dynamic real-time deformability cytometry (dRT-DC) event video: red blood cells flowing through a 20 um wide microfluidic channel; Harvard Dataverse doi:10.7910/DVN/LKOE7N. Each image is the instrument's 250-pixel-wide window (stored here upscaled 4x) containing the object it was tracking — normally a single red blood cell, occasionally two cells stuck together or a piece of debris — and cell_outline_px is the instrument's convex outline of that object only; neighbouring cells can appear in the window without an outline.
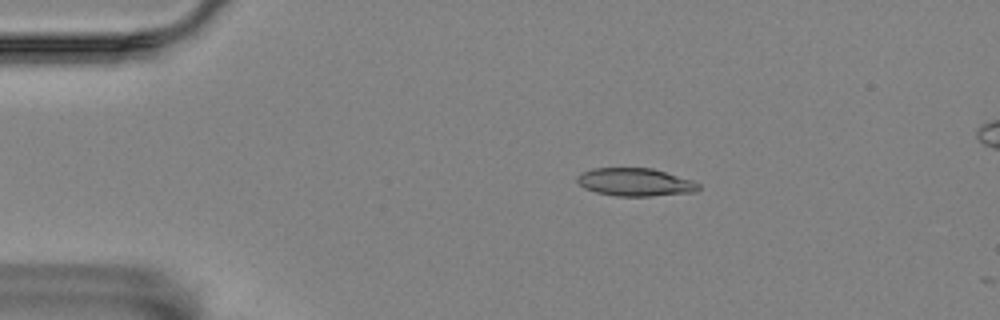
{"species": "Egyptian fruit bat (a non-hibernating species)", "species_latin": "Rousettus aegyptiacus", "temperature_condition": "room temperature", "stored_images_in_passage": 15, "camera_frame_rate_fps": 3000, "um_per_image_px": 0.085, "animal": {"sex": "female"}, "frame": {"image": 1, "passage_image": 10, "time_ms": 3.0, "image_size_px": [1000, 320], "cell_outline_px": [[700, 188], [696, 192], [652, 196], [616, 196], [596, 192], [584, 188], [576, 180], [576, 176], [580, 172], [592, 168], [652, 168], [692, 180], [700, 184]], "centroid_in_image_um": [53.97, 15.48], "position_along_channel_um": 31.0, "area_um2": 19.88}}